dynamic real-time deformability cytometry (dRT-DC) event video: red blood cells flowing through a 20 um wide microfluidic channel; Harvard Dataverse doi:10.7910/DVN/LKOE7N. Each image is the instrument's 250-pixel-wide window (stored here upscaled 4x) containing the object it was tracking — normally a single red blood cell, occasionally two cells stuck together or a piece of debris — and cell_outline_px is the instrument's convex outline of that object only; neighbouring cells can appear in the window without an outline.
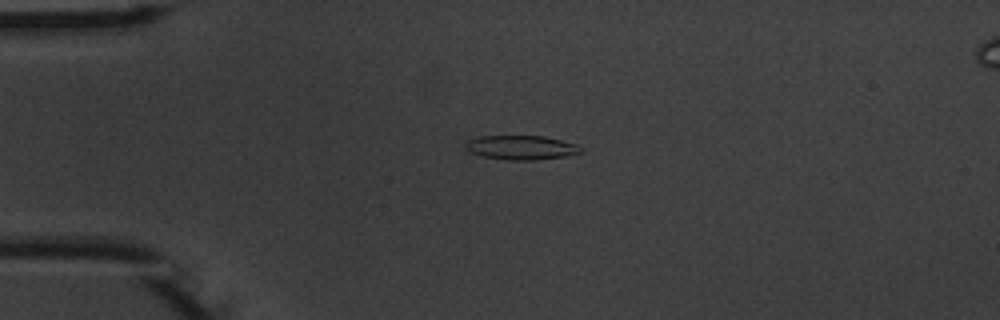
{"species": "common noctule bat (a hibernating species)", "species_latin": "Nyctalus noctula", "temperature_condition": "warm", "stored_images_in_passage": 4, "camera_frame_rate_fps": 3000, "um_per_image_px": 0.085, "animal": {"sex": "male", "body_mass_g": 20.1, "forearm_length_mm": 53.5}, "frame": {"image": 1, "passage_image": 3, "time_ms": 2.333, "image_size_px": [1000, 320], "cell_outline_px": [[580, 152], [564, 156], [536, 160], [508, 160], [484, 156], [468, 152], [464, 148], [464, 144], [468, 140], [480, 136], [544, 136], [576, 144], [580, 148]], "centroid_in_image_um": [44.23, 12.54], "position_along_channel_um": 40.8, "area_um2": 16.13}}